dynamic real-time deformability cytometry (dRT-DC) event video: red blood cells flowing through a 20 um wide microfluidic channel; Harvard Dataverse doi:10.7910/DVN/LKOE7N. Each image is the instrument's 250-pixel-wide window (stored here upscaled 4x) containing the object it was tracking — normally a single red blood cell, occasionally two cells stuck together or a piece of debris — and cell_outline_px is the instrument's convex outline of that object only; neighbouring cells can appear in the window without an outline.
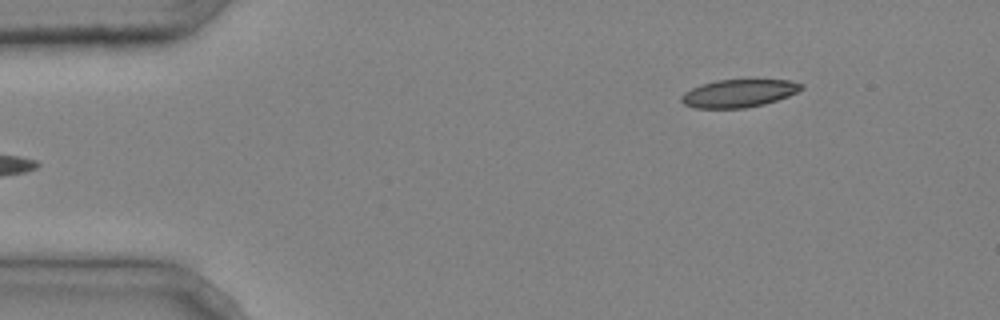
{"species": "common noctule bat (a hibernating species)", "species_latin": "Nyctalus noctula", "temperature_condition": "cold", "stored_images_in_passage": 5, "segment_of_instrument_passage": [2, 2], "camera_frame_rate_fps": 3000, "um_per_image_px": 0.085, "animal": {"sex": "male", "body_mass_g": 20.4}, "frame": {"image": 1, "passage_image": 5, "time_ms": 1.333, "image_size_px": [1000, 320], "cell_outline_px": [[804, 88], [788, 96], [764, 104], [744, 108], [696, 108], [684, 104], [680, 100], [680, 96], [684, 92], [700, 84], [716, 80], [788, 80], [804, 84]], "centroid_in_image_um": [62.77, 7.93], "position_along_channel_um": 22.2, "area_um2": 19.42}}